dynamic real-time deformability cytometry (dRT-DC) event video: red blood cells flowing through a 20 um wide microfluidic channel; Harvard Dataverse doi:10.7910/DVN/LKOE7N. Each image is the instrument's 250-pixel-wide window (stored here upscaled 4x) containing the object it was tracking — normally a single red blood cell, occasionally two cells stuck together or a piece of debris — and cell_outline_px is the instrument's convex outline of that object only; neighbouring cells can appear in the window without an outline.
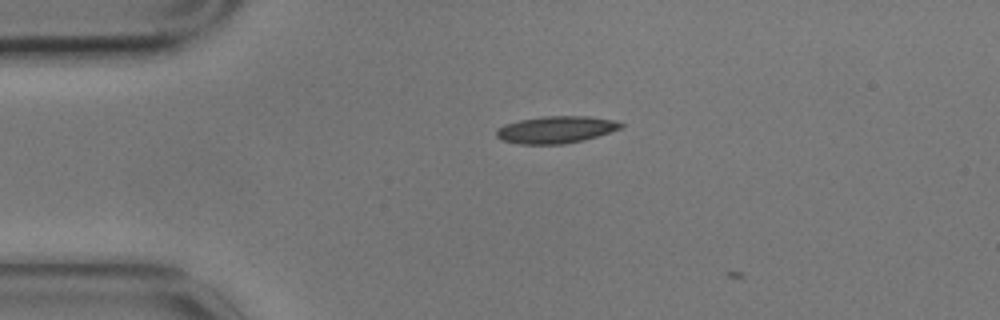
{"species": "common noctule bat (a hibernating species)", "species_latin": "Nyctalus noctula", "temperature_condition": "cold", "stored_images_in_passage": 2, "camera_frame_rate_fps": 3000, "um_per_image_px": 0.085, "animal": {"sex": "male", "body_mass_g": 17.9}, "frame": {"image": 1, "passage_image": 1, "time_ms": 0.0, "image_size_px": [1000, 320], "cell_outline_px": [[624, 128], [584, 140], [564, 144], [520, 144], [500, 140], [496, 136], [496, 128], [504, 124], [520, 120], [544, 116], [588, 116], [616, 120], [624, 124]], "centroid_in_image_um": [47.27, 11.02], "position_along_channel_um": 37.7, "area_um2": 19.88}}